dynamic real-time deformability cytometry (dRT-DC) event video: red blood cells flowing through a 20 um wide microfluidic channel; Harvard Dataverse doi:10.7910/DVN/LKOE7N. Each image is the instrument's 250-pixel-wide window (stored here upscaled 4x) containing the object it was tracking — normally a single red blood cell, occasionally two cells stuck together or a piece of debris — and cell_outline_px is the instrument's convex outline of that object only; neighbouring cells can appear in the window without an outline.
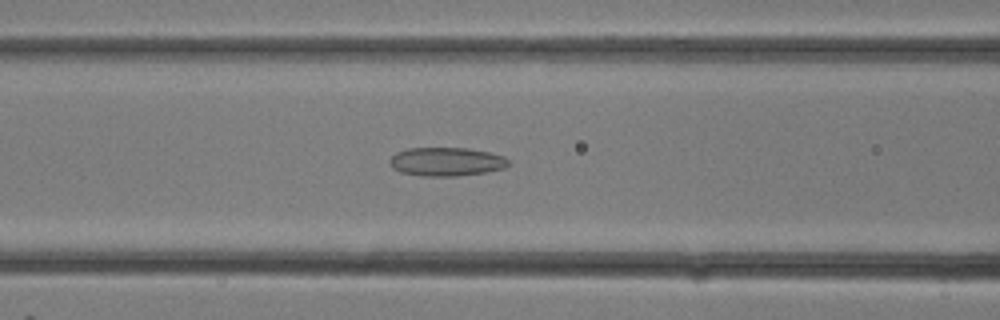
{"species": "common noctule bat (a hibernating species)", "species_latin": "Nyctalus noctula", "temperature_condition": "room temperature", "stored_images_in_passage": 9, "camera_frame_rate_fps": 3000, "um_per_image_px": 0.085, "animal": {"sex": "female"}, "frame": {"image": 1, "passage_image": 7, "time_ms": 2.0, "image_size_px": [1000, 320], "cell_outline_px": [[512, 164], [504, 168], [484, 172], [456, 176], [424, 176], [400, 172], [392, 168], [388, 160], [396, 152], [408, 148], [468, 148], [488, 152], [504, 156]], "centroid_in_image_um": [37.93, 13.74], "position_along_channel_um": 128.7, "area_um2": 19.88}}
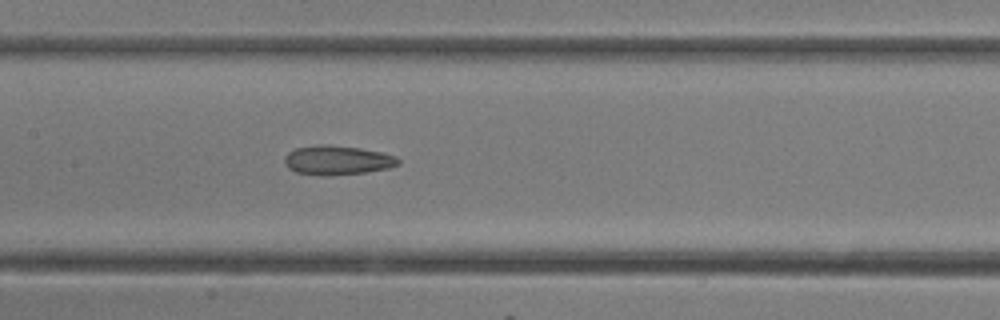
{"frame": {"image": 2, "passage_image": 9, "time_ms": 2.667, "image_size_px": [1000, 320], "cell_outline_px": [[400, 164], [388, 168], [364, 172], [332, 176], [320, 176], [296, 172], [288, 168], [284, 164], [284, 156], [288, 152], [296, 148], [316, 144], [328, 144], [360, 148], [380, 152], [396, 156], [400, 160]], "centroid_in_image_um": [28.64, 13.62], "position_along_channel_um": 178.8, "area_um2": 19.65}}